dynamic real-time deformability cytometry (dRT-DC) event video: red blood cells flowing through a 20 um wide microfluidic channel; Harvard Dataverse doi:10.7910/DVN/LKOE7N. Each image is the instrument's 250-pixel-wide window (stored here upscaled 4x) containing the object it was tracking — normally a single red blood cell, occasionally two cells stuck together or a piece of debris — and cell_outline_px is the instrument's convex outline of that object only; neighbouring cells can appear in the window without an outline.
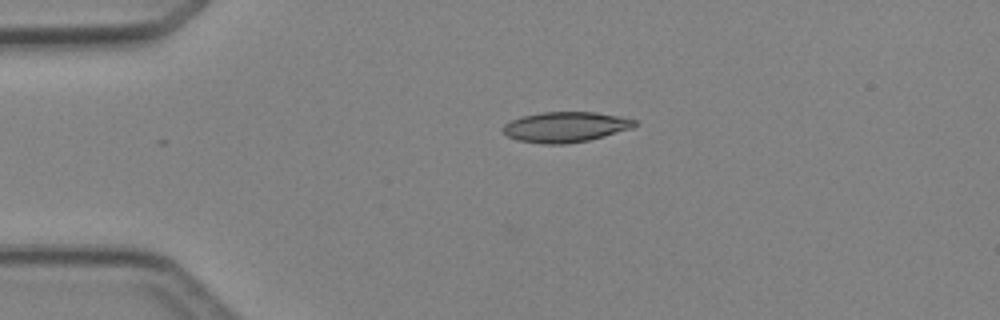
{"species": "Egyptian fruit bat (a non-hibernating species)", "species_latin": "Rousettus aegyptiacus", "temperature_condition": "cold", "stored_images_in_passage": 3, "camera_frame_rate_fps": 3000, "um_per_image_px": 0.085, "animal": {"sex": "female"}, "frame": {"image": 1, "passage_image": 1, "time_ms": 0.0, "image_size_px": [1000, 320], "cell_outline_px": [[636, 124], [632, 128], [604, 136], [588, 140], [568, 144], [544, 144], [516, 140], [508, 136], [504, 132], [504, 124], [520, 116], [544, 112], [596, 112], [620, 116], [636, 120]], "centroid_in_image_um": [48.07, 10.79], "position_along_channel_um": 36.9, "area_um2": 23.24}}
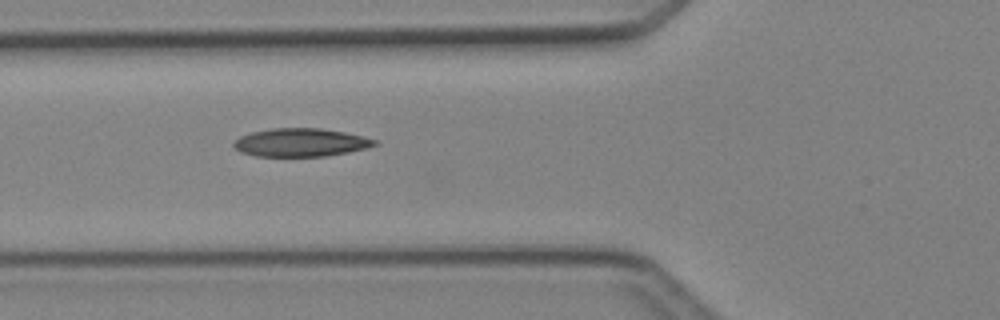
{"frame": {"image": 2, "passage_image": 3, "time_ms": 2.333, "image_size_px": [1000, 320], "cell_outline_px": [[380, 144], [348, 152], [324, 156], [256, 156], [240, 152], [232, 144], [240, 136], [252, 132], [272, 128], [320, 128], [344, 132], [364, 136], [380, 140]], "centroid_in_image_um": [25.6, 12.1], "position_along_channel_um": 100.2, "area_um2": 23.18}}